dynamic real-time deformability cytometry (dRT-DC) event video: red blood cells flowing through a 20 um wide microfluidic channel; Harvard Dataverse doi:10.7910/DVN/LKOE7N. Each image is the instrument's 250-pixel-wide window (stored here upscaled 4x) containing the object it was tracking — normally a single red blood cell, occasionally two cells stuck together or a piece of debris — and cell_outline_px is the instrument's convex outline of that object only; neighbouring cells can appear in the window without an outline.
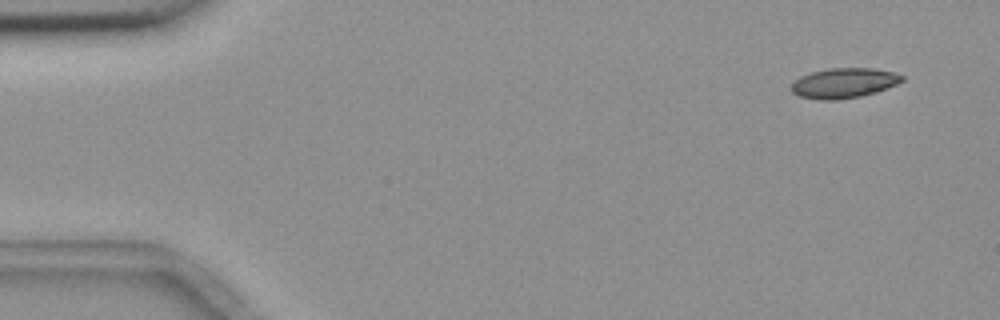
{"species": "common noctule bat (a hibernating species)", "species_latin": "Nyctalus noctula", "temperature_condition": "room temperature", "stored_images_in_passage": 5, "camera_frame_rate_fps": 3000, "um_per_image_px": 0.085, "animal": {"sex": "female", "body_mass_g": 18.4}, "frame": {"image": 1, "passage_image": 1, "time_ms": 0.0, "image_size_px": [1000, 320], "cell_outline_px": [[904, 80], [896, 84], [876, 92], [860, 96], [836, 100], [820, 100], [800, 96], [792, 92], [792, 84], [800, 76], [812, 72], [828, 68], [872, 68], [892, 72], [904, 76]], "centroid_in_image_um": [71.73, 7.06], "position_along_channel_um": 13.3, "area_um2": 19.19}}
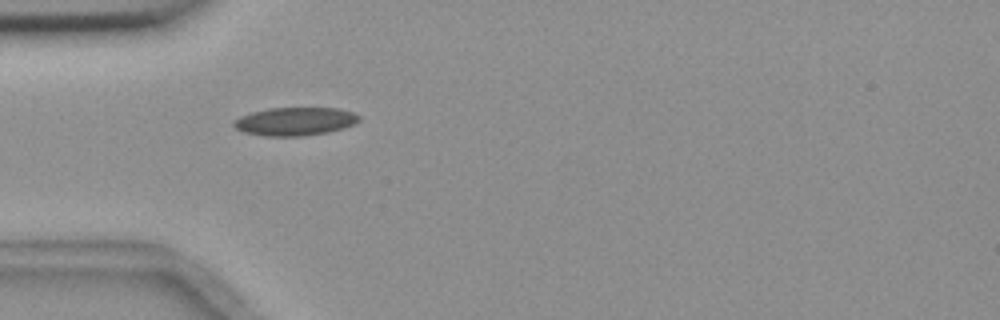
{"frame": {"image": 2, "passage_image": 5, "time_ms": 4.333, "image_size_px": [1000, 320], "cell_outline_px": [[360, 120], [344, 128], [328, 132], [300, 136], [264, 136], [244, 132], [236, 128], [232, 124], [240, 116], [252, 112], [268, 108], [336, 108], [352, 112], [360, 116]], "centroid_in_image_um": [25.07, 10.32], "position_along_channel_um": 59.9, "area_um2": 20.46}}